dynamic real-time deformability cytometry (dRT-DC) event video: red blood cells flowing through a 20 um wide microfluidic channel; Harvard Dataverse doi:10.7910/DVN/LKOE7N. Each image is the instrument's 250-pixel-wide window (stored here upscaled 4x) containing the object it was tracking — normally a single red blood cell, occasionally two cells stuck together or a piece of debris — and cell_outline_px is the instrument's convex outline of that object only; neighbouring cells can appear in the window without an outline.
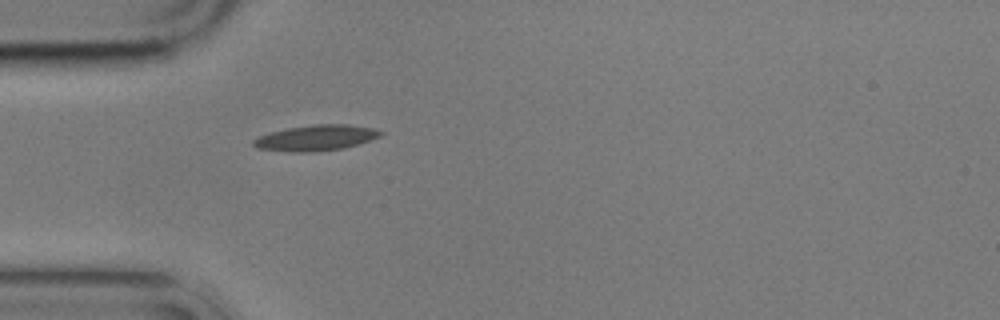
{"species": "common noctule bat (a hibernating species)", "species_latin": "Nyctalus noctula", "temperature_condition": "cold", "stored_images_in_passage": 1, "camera_frame_rate_fps": 3000, "um_per_image_px": 0.085, "animal": {"sex": "male", "body_mass_g": 17.9}, "frame": {"image": 1, "passage_image": 1, "time_ms": 0.0, "image_size_px": [1000, 320], "cell_outline_px": [[384, 132], [380, 136], [344, 148], [316, 152], [292, 152], [256, 148], [252, 144], [252, 140], [260, 136], [272, 132], [288, 128], [312, 124], [348, 124], [372, 128]], "centroid_in_image_um": [26.83, 11.72], "position_along_channel_um": 58.2, "area_um2": 18.9}}